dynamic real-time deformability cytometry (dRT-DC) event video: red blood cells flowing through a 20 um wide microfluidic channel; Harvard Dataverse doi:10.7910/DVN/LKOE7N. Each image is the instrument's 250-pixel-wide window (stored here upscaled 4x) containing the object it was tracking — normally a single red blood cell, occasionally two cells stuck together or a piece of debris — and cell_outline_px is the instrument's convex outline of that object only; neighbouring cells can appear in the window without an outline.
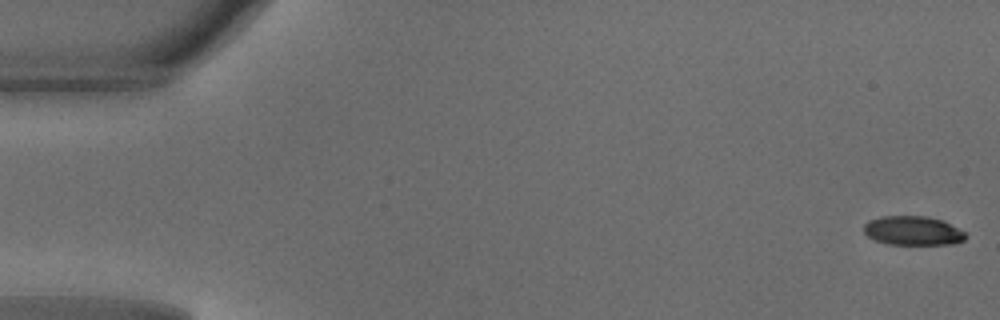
{"species": "common noctule bat (a hibernating species)", "species_latin": "Nyctalus noctula", "temperature_condition": "warm", "stored_images_in_passage": 33, "camera_frame_rate_fps": 3000, "um_per_image_px": 0.085, "animal": {"sex": "male", "body_mass_g": 18.8}, "frame": {"image": 1, "passage_image": 1, "time_ms": 0.0, "image_size_px": [1000, 320], "cell_outline_px": [[968, 236], [964, 240], [956, 244], [888, 244], [876, 240], [868, 236], [864, 232], [864, 224], [868, 220], [880, 216], [928, 216], [944, 220], [964, 232]], "centroid_in_image_um": [77.61, 19.6], "position_along_channel_um": 7.4, "area_um2": 17.4}}
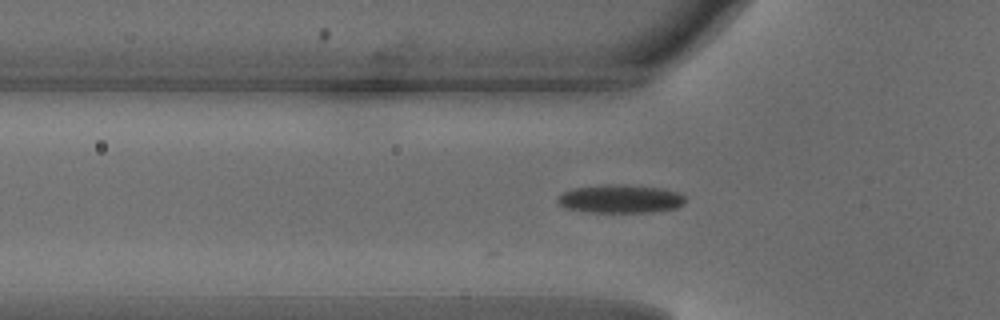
{"frame": {"image": 2, "passage_image": 16, "time_ms": 5.0, "image_size_px": [1000, 320], "cell_outline_px": [[684, 204], [676, 208], [652, 212], [588, 212], [564, 208], [556, 200], [560, 192], [576, 188], [600, 184], [628, 184], [660, 188], [680, 192], [684, 196]], "centroid_in_image_um": [52.71, 16.89], "position_along_channel_um": 73.1, "area_um2": 21.39}}
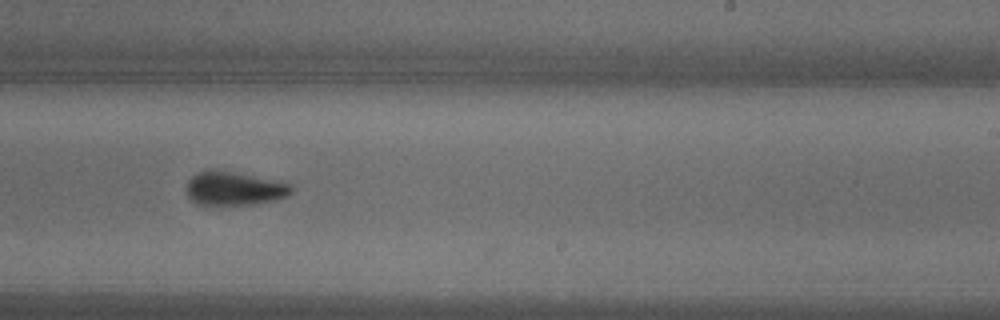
{"frame": {"image": 3, "passage_image": 30, "time_ms": 9.667, "image_size_px": [1000, 320], "cell_outline_px": [[292, 192], [288, 196], [272, 200], [252, 204], [208, 208], [196, 204], [188, 196], [188, 180], [196, 172], [204, 168], [212, 168], [280, 180], [292, 184]], "centroid_in_image_um": [19.87, 16.03], "position_along_channel_um": 269.1, "area_um2": 21.62}}